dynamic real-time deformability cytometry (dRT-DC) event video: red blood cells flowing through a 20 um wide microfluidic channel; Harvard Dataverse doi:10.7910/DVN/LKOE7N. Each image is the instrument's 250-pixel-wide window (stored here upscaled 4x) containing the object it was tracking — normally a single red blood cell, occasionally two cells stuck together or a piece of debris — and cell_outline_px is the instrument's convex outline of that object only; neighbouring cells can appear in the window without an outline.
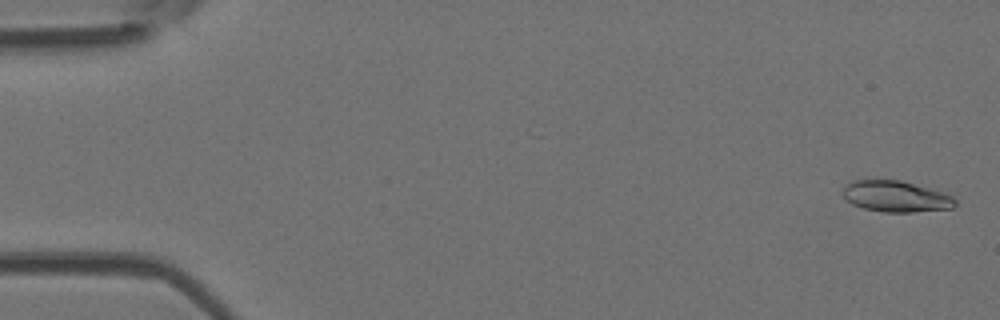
{"species": "Egyptian fruit bat (a non-hibernating species)", "species_latin": "Rousettus aegyptiacus", "temperature_condition": "room temperature", "stored_images_in_passage": 51, "camera_frame_rate_fps": 3000, "um_per_image_px": 0.085, "animal": {"sex": "female"}, "frame": {"image": 1, "passage_image": 2, "time_ms": 0.333, "image_size_px": [1000, 320], "cell_outline_px": [[956, 204], [952, 208], [912, 212], [884, 212], [864, 208], [852, 204], [844, 196], [844, 188], [852, 180], [900, 180], [944, 192], [952, 196], [956, 200]], "centroid_in_image_um": [76.18, 16.7], "position_along_channel_um": 8.8, "area_um2": 20.17}}
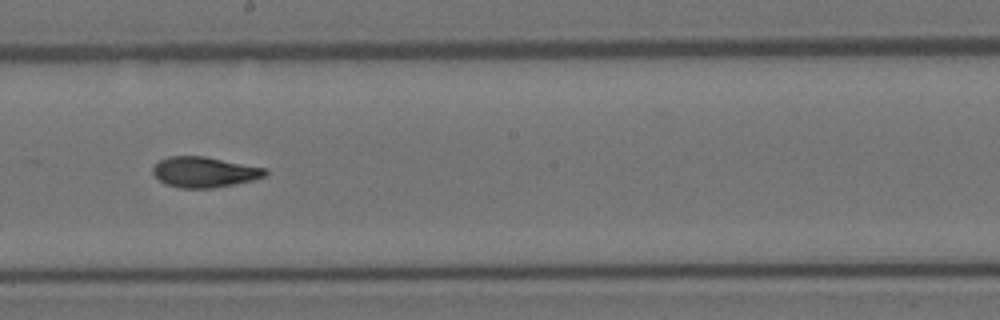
{"frame": {"image": 2, "passage_image": 29, "time_ms": 9.333, "image_size_px": [1000, 320], "cell_outline_px": [[268, 176], [252, 180], [212, 188], [180, 188], [164, 184], [152, 172], [152, 168], [160, 160], [168, 156], [204, 156], [268, 168]], "centroid_in_image_um": [17.4, 14.62], "position_along_channel_um": 230.8, "area_um2": 20.06}}
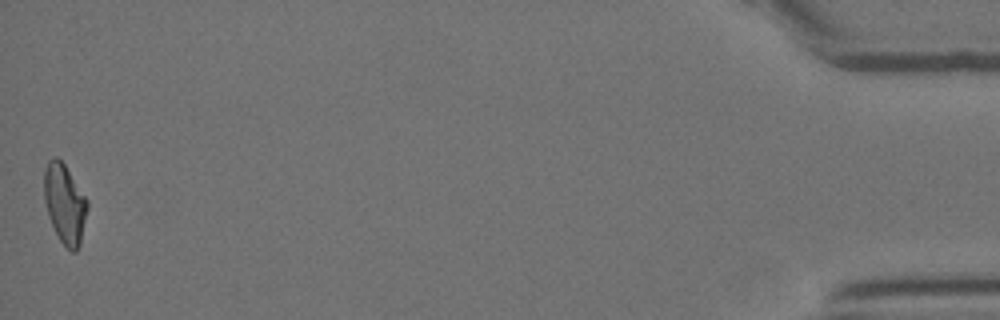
{"frame": {"image": 3, "passage_image": 51, "time_ms": 16.667, "image_size_px": [1000, 320], "cell_outline_px": [[88, 208], [80, 244], [76, 252], [72, 252], [60, 240], [48, 216], [44, 200], [44, 168], [48, 160], [52, 156], [56, 156], [64, 164], [88, 200]], "centroid_in_image_um": [5.5, 17.29], "position_along_channel_um": 429.7, "area_um2": 20.0}, "authors_computed_cell_mechanics": {"area_um2": 20.0566, "velocity_mm_per_s": 4.0111, "shape_relaxation_time_tau1_ms": 6.2327, "shape_relaxation_time_tau2_ms": 2.2785, "deformation_change_tau1": 0.2146, "deformation_change_tau2": 0.0974}}